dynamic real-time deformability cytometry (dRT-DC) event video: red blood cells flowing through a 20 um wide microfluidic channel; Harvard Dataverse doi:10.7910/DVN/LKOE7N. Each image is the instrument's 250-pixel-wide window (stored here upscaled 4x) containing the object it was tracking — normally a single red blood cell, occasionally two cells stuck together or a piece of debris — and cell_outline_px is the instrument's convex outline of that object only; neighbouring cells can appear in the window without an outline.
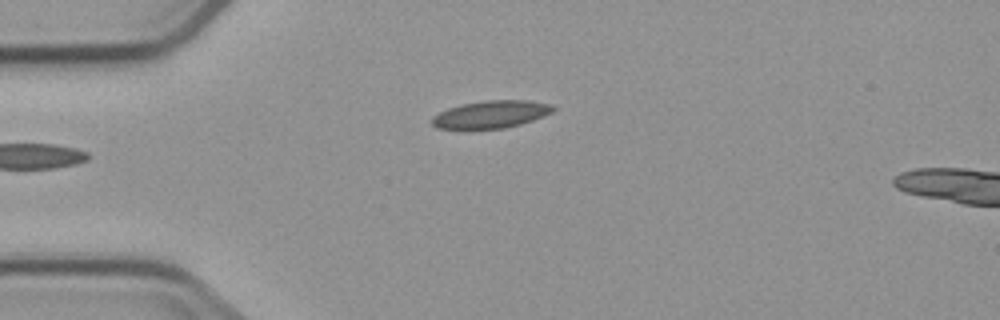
{"species": "common noctule bat (a hibernating species)", "species_latin": "Nyctalus noctula", "temperature_condition": "cold", "stored_images_in_passage": 3, "camera_frame_rate_fps": 3000, "um_per_image_px": 0.085, "animal": {"sex": "male", "body_mass_g": 23.1, "forearm_length_mm": 52.7}, "frame": {"image": 1, "passage_image": 3, "time_ms": 2.333, "image_size_px": [1000, 320], "cell_outline_px": [[556, 108], [552, 112], [532, 120], [520, 124], [504, 128], [436, 128], [432, 124], [432, 116], [448, 108], [460, 104], [484, 100], [528, 100], [552, 104]], "centroid_in_image_um": [41.74, 9.7], "position_along_channel_um": 43.3, "area_um2": 19.25}}